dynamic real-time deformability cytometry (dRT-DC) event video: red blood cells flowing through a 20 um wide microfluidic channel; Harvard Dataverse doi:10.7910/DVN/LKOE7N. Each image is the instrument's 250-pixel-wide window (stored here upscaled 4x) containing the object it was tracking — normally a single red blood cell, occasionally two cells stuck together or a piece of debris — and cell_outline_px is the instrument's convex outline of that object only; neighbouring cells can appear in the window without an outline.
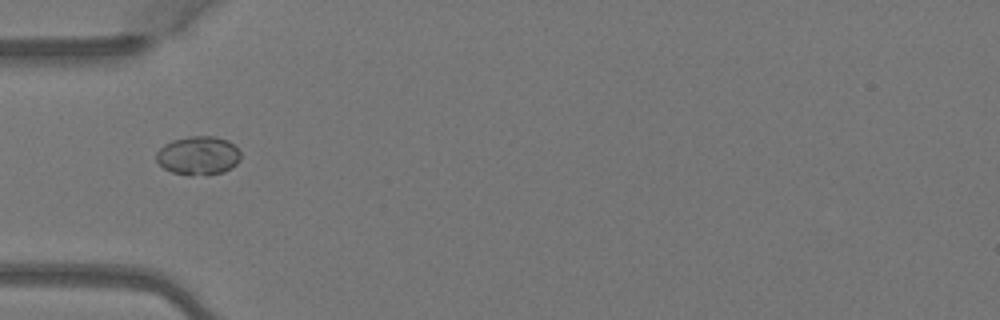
{"species": "Egyptian fruit bat (a non-hibernating species)", "species_latin": "Rousettus aegyptiacus", "temperature_condition": "warm", "stored_images_in_passage": 4, "camera_frame_rate_fps": 3000, "um_per_image_px": 0.085, "animal": {"sex": "female"}, "frame": {"image": 1, "passage_image": 3, "time_ms": 0.667, "image_size_px": [1000, 320], "cell_outline_px": [[240, 160], [232, 168], [224, 172], [208, 176], [188, 176], [172, 172], [164, 168], [156, 160], [156, 152], [164, 144], [172, 140], [188, 136], [212, 136], [228, 140], [240, 152]], "centroid_in_image_um": [16.85, 13.25], "position_along_channel_um": 68.2, "area_um2": 19.36}}
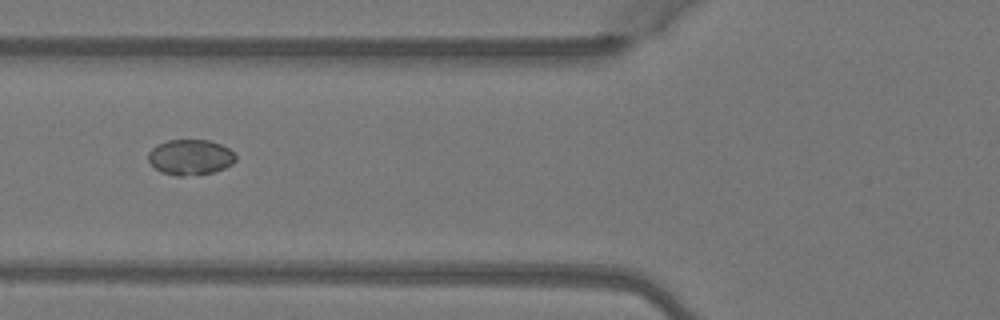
{"frame": {"image": 2, "passage_image": 4, "time_ms": 1.0, "image_size_px": [1000, 320], "cell_outline_px": [[236, 160], [232, 164], [224, 168], [212, 172], [184, 176], [176, 176], [160, 172], [148, 160], [148, 152], [156, 144], [168, 140], [208, 140], [220, 144], [228, 148], [236, 156]], "centroid_in_image_um": [16.15, 13.36], "position_along_channel_um": 109.6, "area_um2": 18.03}}